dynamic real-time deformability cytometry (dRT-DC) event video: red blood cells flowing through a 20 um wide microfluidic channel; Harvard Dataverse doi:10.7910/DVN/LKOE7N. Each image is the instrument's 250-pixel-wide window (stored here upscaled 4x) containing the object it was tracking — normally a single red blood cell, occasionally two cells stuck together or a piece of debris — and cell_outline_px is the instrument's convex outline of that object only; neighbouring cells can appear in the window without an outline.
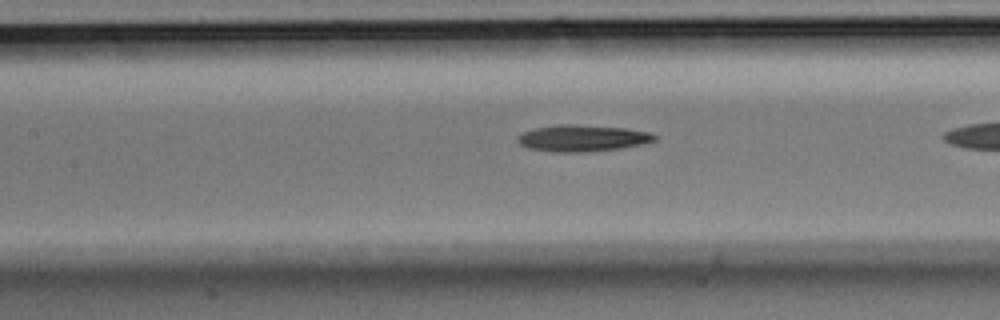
{"species": "Egyptian fruit bat (a non-hibernating species)", "species_latin": "Rousettus aegyptiacus", "temperature_condition": "room temperature", "stored_images_in_passage": 31, "camera_frame_rate_fps": 3000, "um_per_image_px": 0.085, "animal": {"sex": "male"}, "frame": {"image": 1, "passage_image": 17, "time_ms": 5.333, "image_size_px": [1000, 320], "cell_outline_px": [[656, 140], [640, 144], [620, 148], [580, 152], [552, 152], [528, 148], [520, 144], [516, 140], [516, 136], [524, 132], [536, 128], [560, 124], [572, 124], [624, 128], [652, 132], [656, 136]], "centroid_in_image_um": [49.48, 11.74], "position_along_channel_um": 157.9, "area_um2": 21.04}}
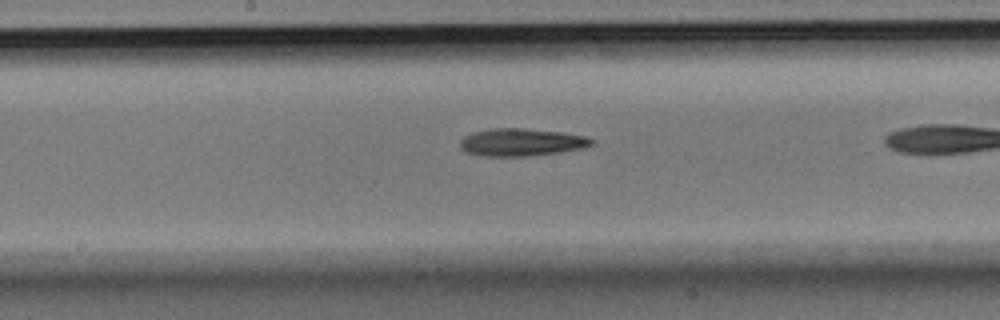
{"frame": {"image": 2, "passage_image": 20, "time_ms": 6.333, "image_size_px": [1000, 320], "cell_outline_px": [[596, 144], [584, 148], [560, 152], [524, 156], [484, 156], [468, 152], [460, 148], [460, 140], [464, 136], [472, 132], [492, 128], [520, 128], [564, 132], [588, 136], [596, 140]], "centroid_in_image_um": [44.38, 12.08], "position_along_channel_um": 203.8, "area_um2": 21.33}}
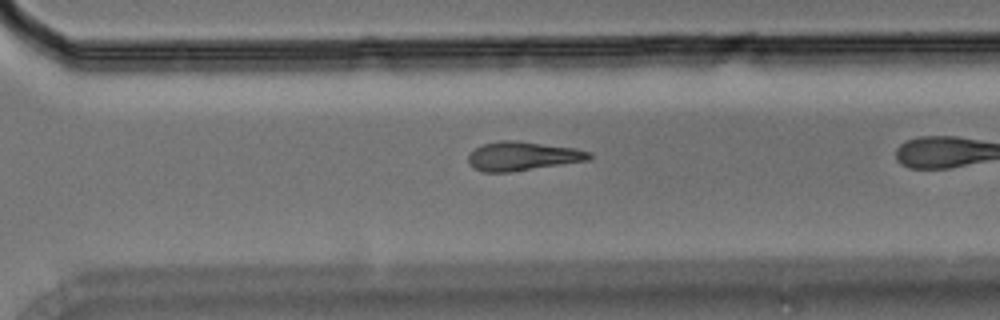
{"frame": {"image": 3, "passage_image": 28, "time_ms": 9.0, "image_size_px": [1000, 320], "cell_outline_px": [[592, 156], [588, 160], [512, 172], [484, 172], [472, 168], [468, 164], [468, 156], [476, 148], [484, 144], [500, 140], [516, 140], [576, 148], [592, 152]], "centroid_in_image_um": [44.42, 13.27], "position_along_channel_um": 326.2, "area_um2": 20.46}}